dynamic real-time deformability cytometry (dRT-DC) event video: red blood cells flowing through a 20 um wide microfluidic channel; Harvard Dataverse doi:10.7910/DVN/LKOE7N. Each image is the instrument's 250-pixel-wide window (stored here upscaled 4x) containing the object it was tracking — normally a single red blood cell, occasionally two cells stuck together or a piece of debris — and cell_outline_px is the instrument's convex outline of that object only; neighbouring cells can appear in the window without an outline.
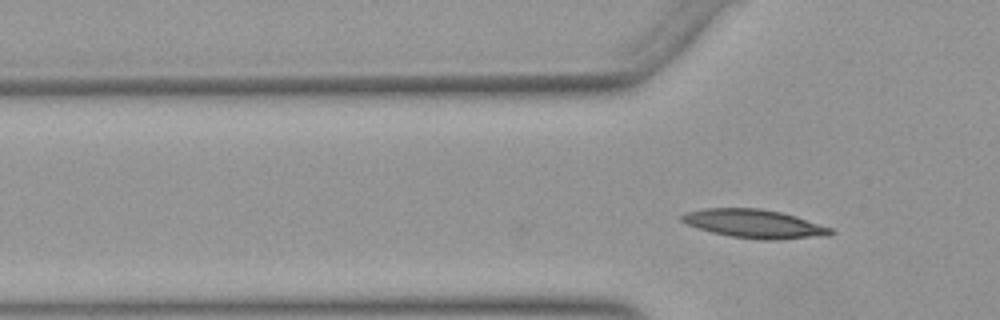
{"species": "Egyptian fruit bat (a non-hibernating species)", "species_latin": "Rousettus aegyptiacus", "temperature_condition": "warm", "stored_images_in_passage": 2, "camera_frame_rate_fps": 3000, "um_per_image_px": 0.085, "animal": {"sex": "female"}, "frame": {"image": 1, "passage_image": 2, "time_ms": 0.333, "image_size_px": [1000, 320], "cell_outline_px": [[836, 232], [828, 236], [776, 240], [764, 240], [732, 236], [712, 232], [688, 224], [680, 220], [680, 216], [684, 212], [704, 208], [760, 208], [780, 212], [796, 216], [832, 228]], "centroid_in_image_um": [64.15, 19.02], "position_along_channel_um": 61.6, "area_um2": 24.8}}